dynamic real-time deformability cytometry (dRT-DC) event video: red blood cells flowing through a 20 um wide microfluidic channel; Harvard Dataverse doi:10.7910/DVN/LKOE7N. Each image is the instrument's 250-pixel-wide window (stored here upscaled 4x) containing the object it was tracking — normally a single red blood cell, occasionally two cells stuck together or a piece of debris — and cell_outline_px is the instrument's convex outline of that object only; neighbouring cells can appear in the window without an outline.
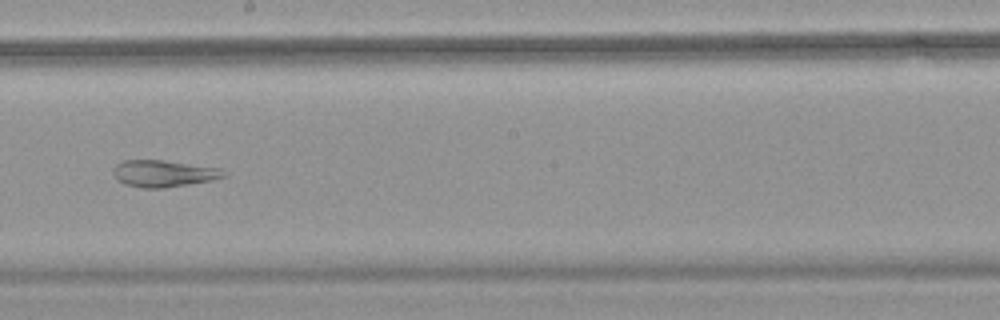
{"species": "common noctule bat (a hibernating species)", "species_latin": "Nyctalus noctula", "temperature_condition": "warm", "stored_images_in_passage": 55, "camera_frame_rate_fps": 3000, "um_per_image_px": 0.085, "animal": {"sex": "female", "body_mass_g": 18.4}, "frame": {"image": 1, "passage_image": 32, "time_ms": 10.333, "image_size_px": [1000, 320], "cell_outline_px": [[228, 176], [212, 180], [164, 188], [144, 188], [124, 184], [116, 180], [112, 172], [112, 168], [116, 164], [124, 160], [164, 160], [220, 168], [228, 172]], "centroid_in_image_um": [13.9, 14.74], "position_along_channel_um": 234.3, "area_um2": 17.46}, "authors_computed_cell_mechanics": {"area_um2": 28.2064, "velocity_mm_per_s": 3.7152, "shape_relaxation_time_tau1_ms": null, "shape_relaxation_time_tau2_ms": 1.685, "deformation_change_tau1": null, "deformation_change_tau2": 0.0805}}